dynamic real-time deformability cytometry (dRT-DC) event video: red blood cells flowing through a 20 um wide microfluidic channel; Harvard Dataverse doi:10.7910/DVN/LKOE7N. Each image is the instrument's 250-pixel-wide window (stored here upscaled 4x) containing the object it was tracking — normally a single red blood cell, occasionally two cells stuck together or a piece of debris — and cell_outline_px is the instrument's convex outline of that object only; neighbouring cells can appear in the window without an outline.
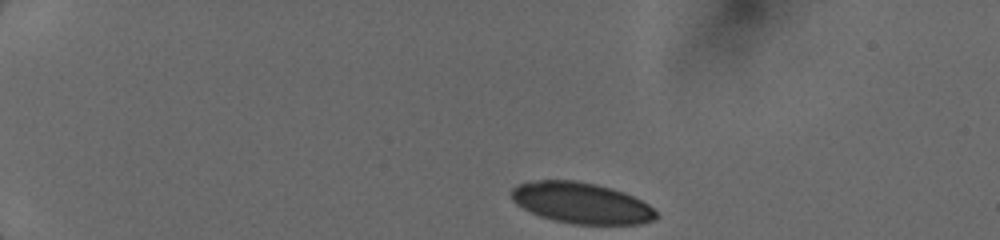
{"species": "human", "species_latin": "Homo sapiens", "temperature_condition": "cold", "stored_images_in_passage": 63, "camera_frame_rate_fps": 3000, "um_per_image_px": 0.085, "donor": {"sex": "female"}, "frame": {"image": 1, "passage_image": 1, "time_ms": 0.0, "image_size_px": [1000, 240], "cell_outline_px": [[660, 216], [656, 220], [640, 224], [572, 224], [540, 216], [516, 204], [512, 200], [512, 188], [516, 184], [536, 180], [576, 180], [596, 184], [612, 188], [624, 192], [648, 204]], "centroid_in_image_um": [49.43, 17.25], "position_along_channel_um": 35.6, "area_um2": 34.62}}
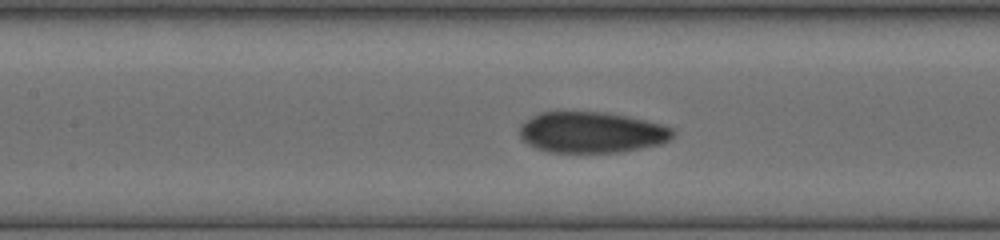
{"frame": {"image": 2, "passage_image": 35, "time_ms": 5.0, "image_size_px": [1000, 240], "cell_outline_px": [[676, 132], [664, 144], [624, 152], [548, 152], [536, 148], [528, 144], [520, 136], [520, 124], [532, 116], [540, 112], [608, 112], [628, 116], [676, 128]], "centroid_in_image_um": [50.33, 11.25], "position_along_channel_um": 157.1, "area_um2": 36.93}}
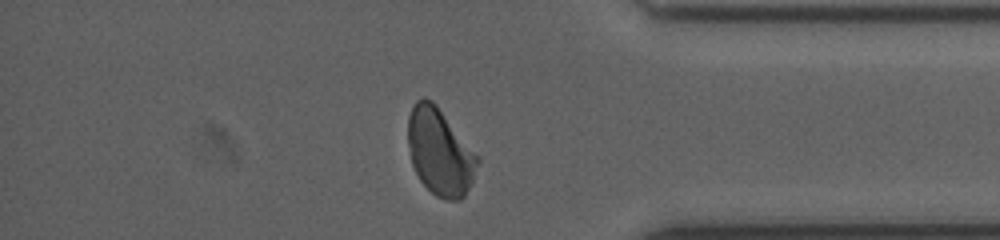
{"frame": {"image": 3, "passage_image": 56, "time_ms": 11.0, "image_size_px": [1000, 240], "cell_outline_px": [[480, 160], [472, 180], [464, 196], [460, 200], [444, 200], [436, 196], [420, 180], [412, 164], [408, 144], [408, 116], [416, 100], [424, 96], [432, 100], [436, 104], [480, 156]], "centroid_in_image_um": [37.4, 12.89], "position_along_channel_um": 397.8, "area_um2": 35.26}}